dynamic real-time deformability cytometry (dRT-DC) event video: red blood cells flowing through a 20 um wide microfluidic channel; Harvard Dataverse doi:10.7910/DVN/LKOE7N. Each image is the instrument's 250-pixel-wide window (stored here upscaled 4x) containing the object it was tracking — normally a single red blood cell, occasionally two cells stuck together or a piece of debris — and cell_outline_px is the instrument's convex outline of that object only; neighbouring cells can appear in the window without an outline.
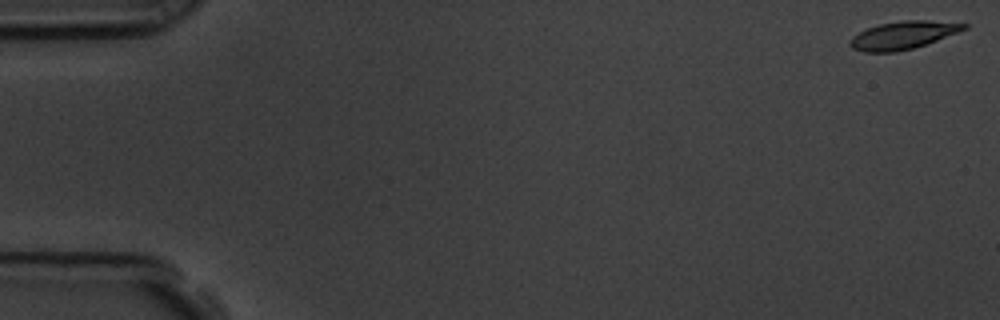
{"species": "common noctule bat (a hibernating species)", "species_latin": "Nyctalus noctula", "temperature_condition": "room temperature", "stored_images_in_passage": 58, "camera_frame_rate_fps": 3000, "um_per_image_px": 0.085, "animal": {"sex": "male", "body_mass_g": 19.5, "forearm_length_mm": 54.6}, "frame": {"image": 1, "passage_image": 1, "time_ms": 0.0, "image_size_px": [1000, 320], "cell_outline_px": [[968, 28], [936, 40], [912, 48], [896, 52], [864, 52], [852, 48], [848, 44], [852, 36], [868, 28], [880, 24], [904, 20], [924, 20], [968, 24]], "centroid_in_image_um": [76.72, 2.99], "position_along_channel_um": 8.3, "area_um2": 18.15}}
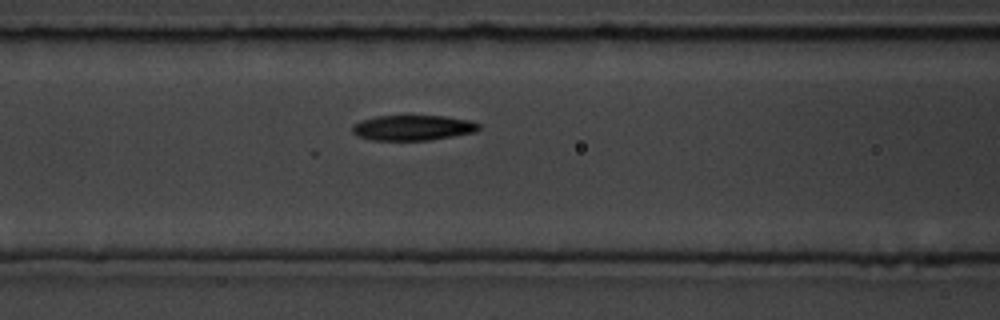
{"frame": {"image": 2, "passage_image": 24, "time_ms": 7.667, "image_size_px": [1000, 320], "cell_outline_px": [[480, 128], [476, 132], [428, 140], [372, 140], [356, 136], [352, 132], [352, 124], [360, 120], [376, 116], [444, 116], [472, 120], [480, 124]], "centroid_in_image_um": [35.08, 10.85], "position_along_channel_um": 131.5, "area_um2": 18.79}}
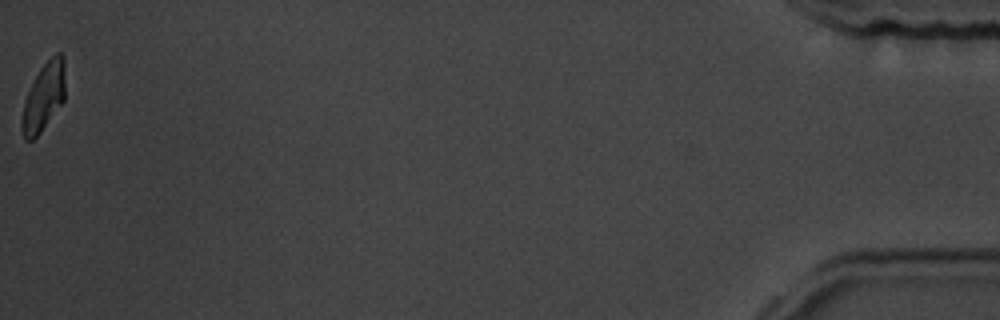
{"frame": {"image": 3, "passage_image": 58, "time_ms": 19.0, "image_size_px": [1000, 320], "cell_outline_px": [[64, 100], [40, 132], [32, 140], [24, 140], [20, 128], [20, 120], [24, 100], [40, 68], [56, 52], [60, 52], [64, 56]], "centroid_in_image_um": [3.69, 8.26], "position_along_channel_um": 431.5, "area_um2": 17.05}, "authors_computed_cell_mechanics": {"area_um2": 18.9873, "velocity_mm_per_s": 3.5285, "shape_relaxation_time_tau1_ms": null, "shape_relaxation_time_tau2_ms": 3.6994, "deformation_change_tau1": null, "deformation_change_tau2": 0.0955}}